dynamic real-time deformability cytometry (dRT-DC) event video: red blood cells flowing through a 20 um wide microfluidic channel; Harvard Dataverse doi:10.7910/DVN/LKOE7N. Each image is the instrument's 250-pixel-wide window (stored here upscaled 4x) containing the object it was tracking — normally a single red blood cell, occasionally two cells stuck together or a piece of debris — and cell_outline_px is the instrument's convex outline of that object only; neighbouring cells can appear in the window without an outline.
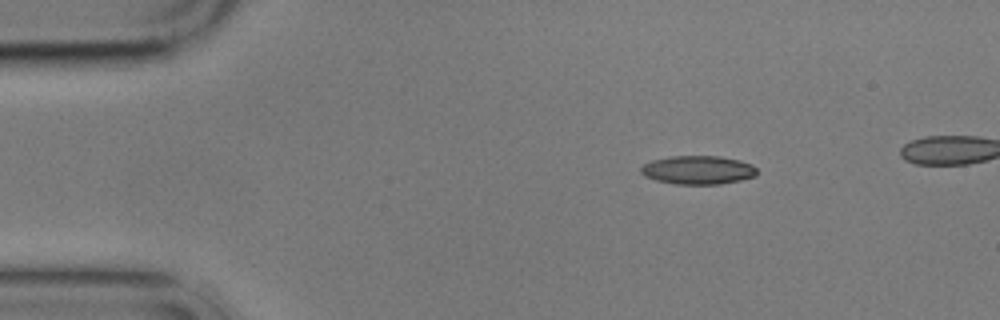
{"species": "common noctule bat (a hibernating species)", "species_latin": "Nyctalus noctula", "temperature_condition": "cold", "stored_images_in_passage": 4, "camera_frame_rate_fps": 3000, "um_per_image_px": 0.085, "animal": {"sex": "male", "body_mass_g": 17.9}, "frame": {"image": 1, "passage_image": 1, "time_ms": 0.0, "image_size_px": [1000, 320], "cell_outline_px": [[756, 176], [740, 180], [720, 184], [676, 184], [656, 180], [644, 176], [640, 172], [640, 168], [644, 164], [652, 160], [672, 156], [720, 156], [740, 160], [752, 164], [756, 168]], "centroid_in_image_um": [59.33, 14.44], "position_along_channel_um": 25.7, "area_um2": 19.36}}